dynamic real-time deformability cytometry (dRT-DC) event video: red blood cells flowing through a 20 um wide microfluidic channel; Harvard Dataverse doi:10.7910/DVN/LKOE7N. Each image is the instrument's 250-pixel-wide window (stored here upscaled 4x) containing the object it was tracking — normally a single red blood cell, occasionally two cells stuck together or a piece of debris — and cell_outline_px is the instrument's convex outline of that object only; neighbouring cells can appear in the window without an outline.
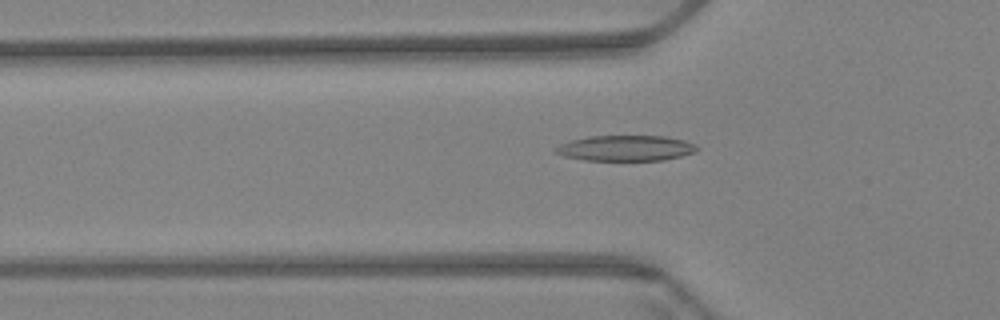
{"species": "Egyptian fruit bat (a non-hibernating species)", "species_latin": "Rousettus aegyptiacus", "temperature_condition": "warm", "stored_images_in_passage": 61, "camera_frame_rate_fps": 3000, "um_per_image_px": 0.085, "animal": {"sex": "female"}, "frame": {"image": 1, "passage_image": 21, "time_ms": 6.667, "image_size_px": [1000, 320], "cell_outline_px": [[700, 148], [696, 152], [664, 160], [584, 160], [564, 156], [552, 152], [552, 148], [560, 144], [572, 140], [588, 136], [664, 136], [684, 140], [696, 144]], "centroid_in_image_um": [53.17, 12.59], "position_along_channel_um": 72.6, "area_um2": 21.21}}
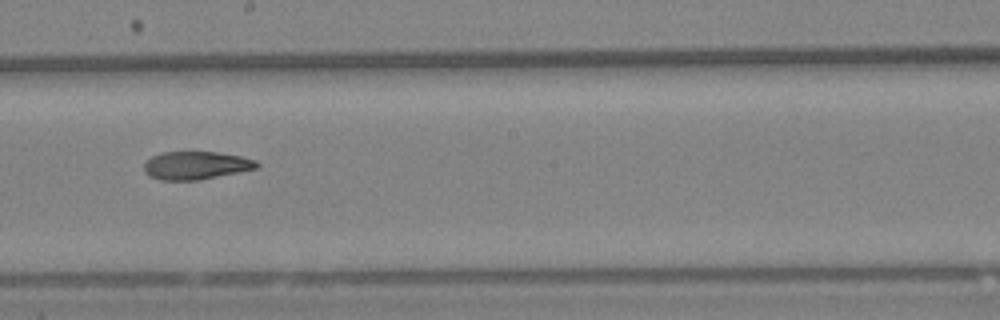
{"frame": {"image": 2, "passage_image": 35, "time_ms": 11.333, "image_size_px": [1000, 320], "cell_outline_px": [[260, 164], [256, 168], [200, 180], [160, 180], [148, 176], [144, 172], [144, 164], [152, 156], [160, 152], [216, 152], [240, 156], [256, 160]], "centroid_in_image_um": [16.62, 14.06], "position_along_channel_um": 231.6, "area_um2": 18.38}}
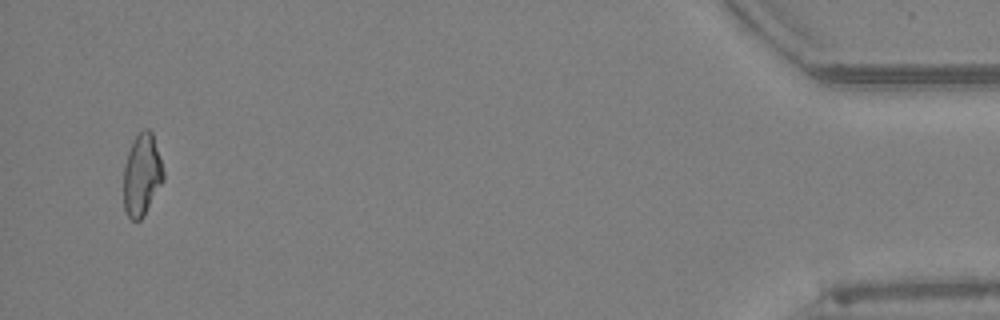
{"frame": {"image": 3, "passage_image": 59, "time_ms": 19.333, "image_size_px": [1000, 320], "cell_outline_px": [[164, 180], [144, 216], [140, 220], [132, 220], [128, 216], [124, 208], [124, 164], [132, 140], [144, 128], [148, 128], [152, 132], [164, 172]], "centroid_in_image_um": [12.06, 14.87], "position_along_channel_um": 423.1, "area_um2": 19.02}, "authors_computed_cell_mechanics": {"area_um2": 19.5364, "velocity_mm_per_s": 3.4104, "shape_relaxation_time_tau1_ms": null, "shape_relaxation_time_tau2_ms": 7.9703, "deformation_change_tau1": null, "deformation_change_tau2": 0.1772}}